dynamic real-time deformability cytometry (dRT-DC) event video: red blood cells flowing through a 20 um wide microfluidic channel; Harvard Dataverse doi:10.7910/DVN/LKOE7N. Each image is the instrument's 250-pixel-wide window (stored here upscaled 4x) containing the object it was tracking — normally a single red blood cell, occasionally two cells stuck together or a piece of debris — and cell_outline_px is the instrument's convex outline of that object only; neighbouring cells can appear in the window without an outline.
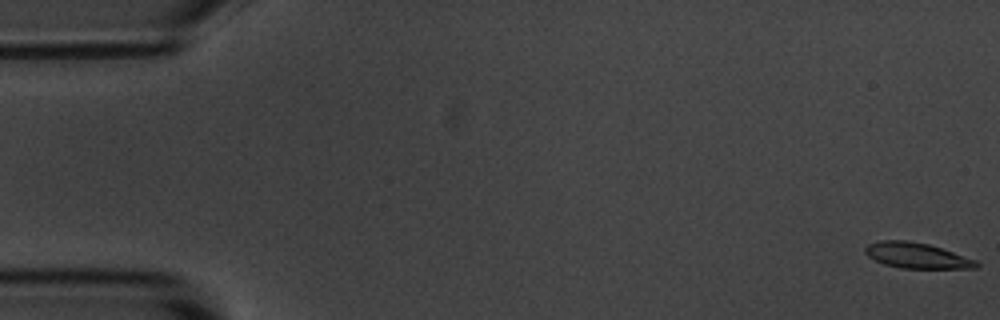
{"species": "common noctule bat (a hibernating species)", "species_latin": "Nyctalus noctula", "temperature_condition": "room temperature", "stored_images_in_passage": 50, "camera_frame_rate_fps": 3000, "um_per_image_px": 0.085, "animal": {"sex": "male", "body_mass_g": 20.1, "forearm_length_mm": 53.5}, "frame": {"image": 1, "passage_image": 1, "time_ms": 0.0, "image_size_px": [1000, 320], "cell_outline_px": [[980, 264], [976, 268], [900, 268], [884, 264], [868, 256], [864, 252], [864, 248], [868, 244], [880, 240], [908, 240], [928, 244], [976, 260]], "centroid_in_image_um": [77.89, 21.71], "position_along_channel_um": 7.1, "area_um2": 16.42}}
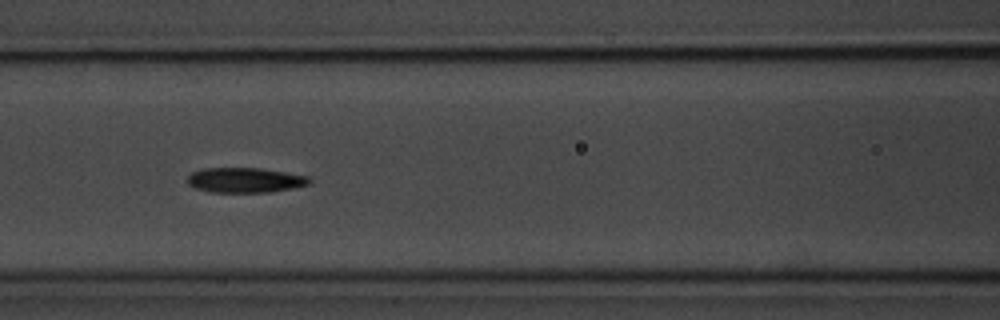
{"frame": {"image": 2, "passage_image": 24, "time_ms": 7.667, "image_size_px": [1000, 320], "cell_outline_px": [[312, 184], [272, 192], [212, 192], [196, 188], [188, 184], [188, 176], [192, 172], [204, 168], [260, 168], [312, 176]], "centroid_in_image_um": [20.91, 15.31], "position_along_channel_um": 145.7, "area_um2": 17.92}}
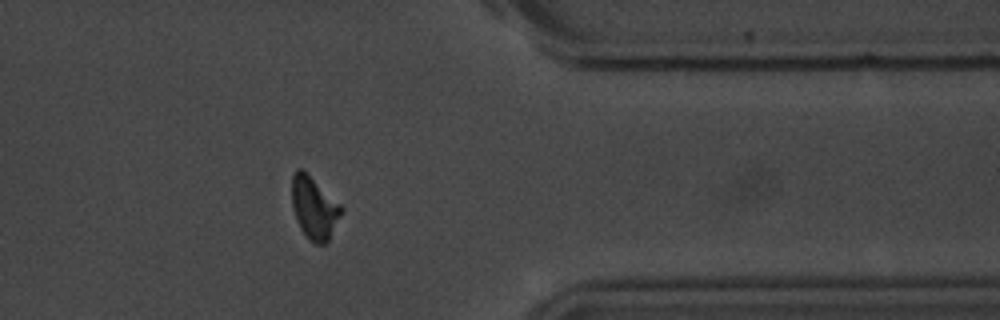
{"frame": {"image": 3, "passage_image": 45, "time_ms": 14.667, "image_size_px": [1000, 320], "cell_outline_px": [[344, 212], [328, 240], [324, 244], [316, 244], [308, 240], [300, 228], [296, 220], [292, 208], [292, 176], [300, 168], [304, 168], [344, 208]], "centroid_in_image_um": [26.71, 17.66], "position_along_channel_um": 384.7, "area_um2": 18.26}, "authors_computed_cell_mechanics": {"area_um2": 17.6868, "velocity_mm_per_s": 3.6222, "shape_relaxation_time_tau1_ms": 2.7486, "shape_relaxation_time_tau2_ms": 5.7202, "deformation_change_tau1": 0.1681, "deformation_change_tau2": 0.1245}}